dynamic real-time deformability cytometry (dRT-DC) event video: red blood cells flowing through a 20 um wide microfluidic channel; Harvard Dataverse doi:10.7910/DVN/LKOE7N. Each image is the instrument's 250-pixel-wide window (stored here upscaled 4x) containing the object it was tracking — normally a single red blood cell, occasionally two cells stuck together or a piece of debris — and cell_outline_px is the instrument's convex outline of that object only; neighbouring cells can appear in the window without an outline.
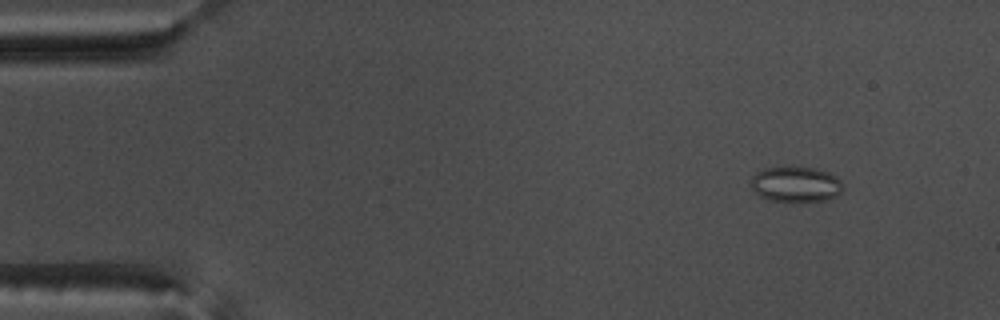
{"species": "common noctule bat (a hibernating species)", "species_latin": "Nyctalus noctula", "temperature_condition": "warm", "stored_images_in_passage": 51, "camera_frame_rate_fps": 3000, "um_per_image_px": 0.085, "animal": {"sex": "male", "body_mass_g": 17.5, "forearm_length_mm": 52.3}, "frame": {"image": 1, "passage_image": 3, "time_ms": 0.667, "image_size_px": [1000, 320], "cell_outline_px": [[840, 192], [836, 196], [828, 200], [796, 204], [788, 204], [772, 200], [760, 196], [748, 184], [752, 176], [756, 172], [764, 168], [816, 168], [828, 172], [836, 176], [840, 180]], "centroid_in_image_um": [67.61, 15.72], "position_along_channel_um": 17.4, "area_um2": 19.42}}
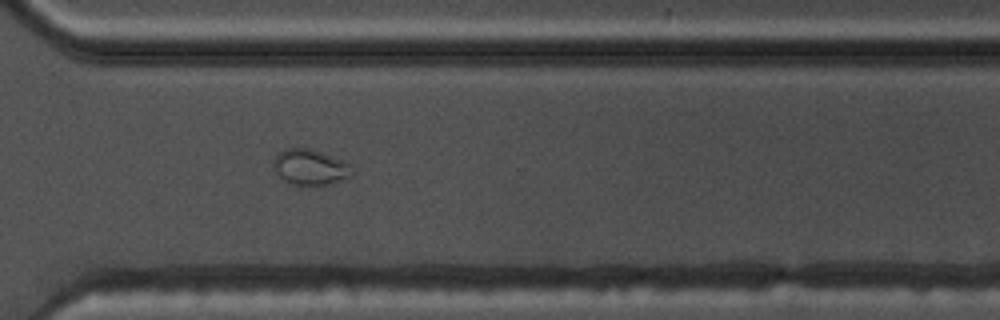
{"frame": {"image": 2, "passage_image": 37, "time_ms": 12.0, "image_size_px": [1000, 320], "cell_outline_px": [[352, 176], [332, 184], [292, 184], [284, 180], [272, 168], [272, 164], [276, 156], [280, 152], [288, 148], [308, 148], [320, 152], [340, 160], [348, 164], [352, 172]], "centroid_in_image_um": [26.33, 14.21], "position_along_channel_um": 344.3, "area_um2": 15.9}}
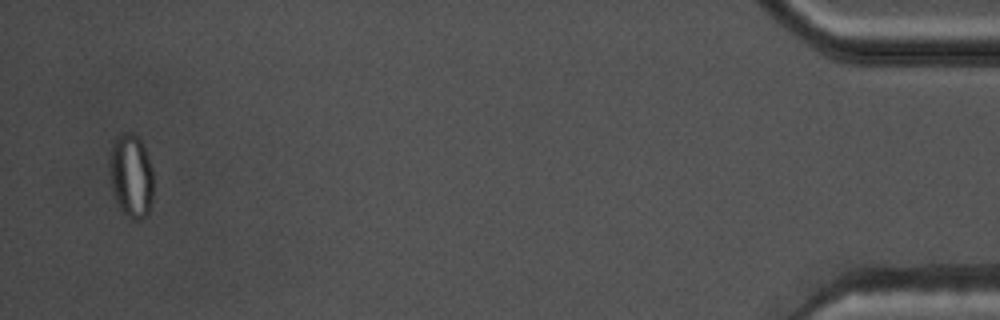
{"frame": {"image": 3, "passage_image": 50, "time_ms": 16.333, "image_size_px": [1000, 320], "cell_outline_px": [[152, 200], [148, 212], [140, 220], [136, 220], [128, 216], [120, 208], [112, 192], [108, 168], [112, 144], [116, 136], [124, 132], [132, 132], [140, 140], [144, 148], [152, 168]], "centroid_in_image_um": [11.12, 14.92], "position_along_channel_um": 424.1, "area_um2": 21.33}}